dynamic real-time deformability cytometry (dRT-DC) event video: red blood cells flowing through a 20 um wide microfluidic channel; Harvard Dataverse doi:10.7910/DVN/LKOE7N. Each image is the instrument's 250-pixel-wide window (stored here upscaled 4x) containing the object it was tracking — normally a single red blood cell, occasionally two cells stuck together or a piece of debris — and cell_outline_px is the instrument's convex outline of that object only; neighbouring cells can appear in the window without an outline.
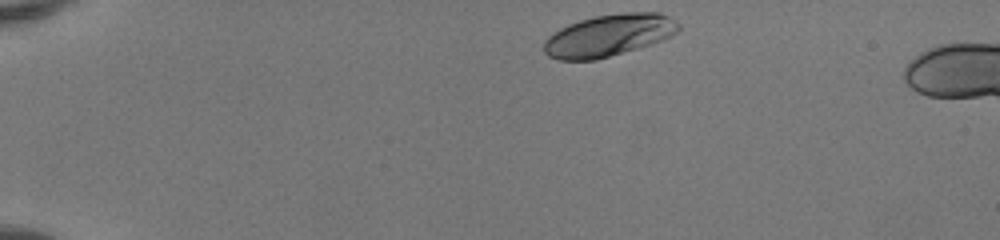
{"species": "human", "species_latin": "Homo sapiens", "temperature_condition": "room temperature", "stored_images_in_passage": 41, "camera_frame_rate_fps": 3000, "um_per_image_px": 0.085, "donor": {"sex": "female"}, "frame": {"image": 1, "passage_image": 1, "time_ms": 0.0, "image_size_px": [1000, 240], "cell_outline_px": [[680, 28], [672, 36], [652, 44], [596, 60], [556, 60], [548, 56], [544, 52], [544, 40], [548, 36], [560, 28], [568, 24], [580, 20], [596, 16], [620, 12], [660, 12], [676, 20], [680, 24]], "centroid_in_image_um": [51.75, 3.0], "position_along_channel_um": 33.2, "area_um2": 33.18}}
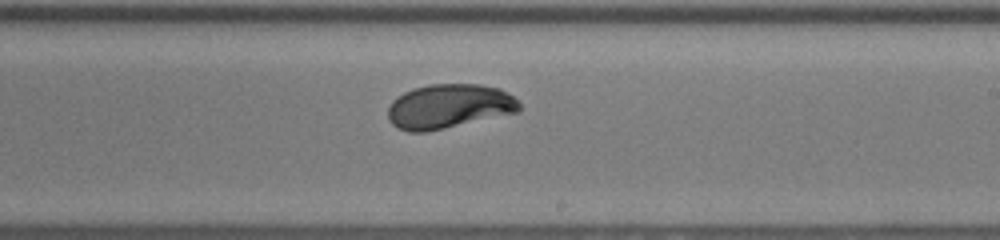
{"frame": {"image": 2, "passage_image": 23, "time_ms": 7.333, "image_size_px": [1000, 240], "cell_outline_px": [[520, 112], [428, 132], [408, 132], [396, 128], [388, 120], [388, 104], [396, 96], [412, 88], [428, 84], [480, 84], [500, 88], [512, 96], [520, 104]], "centroid_in_image_um": [38.13, 9.04], "position_along_channel_um": 250.9, "area_um2": 34.51}}
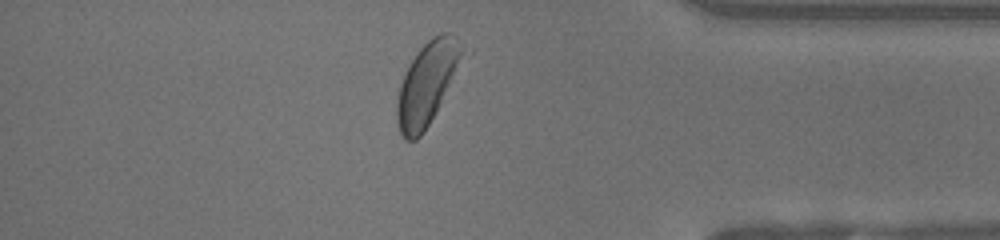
{"frame": {"image": 3, "passage_image": 35, "time_ms": 11.333, "image_size_px": [1000, 240], "cell_outline_px": [[472, 52], [424, 132], [416, 140], [404, 140], [400, 136], [396, 120], [396, 104], [400, 84], [404, 72], [420, 48], [432, 36], [440, 32], [452, 32], [472, 48]], "centroid_in_image_um": [36.45, 6.99], "position_along_channel_um": 398.7, "area_um2": 33.52}, "authors_computed_cell_mechanics": {"area_um2": 33.9286, "velocity_mm_per_s": 4.1166, "shape_relaxation_time_tau1_ms": 2.6234, "shape_relaxation_time_tau2_ms": null, "deformation_change_tau1": 0.1599, "deformation_change_tau2": null}}